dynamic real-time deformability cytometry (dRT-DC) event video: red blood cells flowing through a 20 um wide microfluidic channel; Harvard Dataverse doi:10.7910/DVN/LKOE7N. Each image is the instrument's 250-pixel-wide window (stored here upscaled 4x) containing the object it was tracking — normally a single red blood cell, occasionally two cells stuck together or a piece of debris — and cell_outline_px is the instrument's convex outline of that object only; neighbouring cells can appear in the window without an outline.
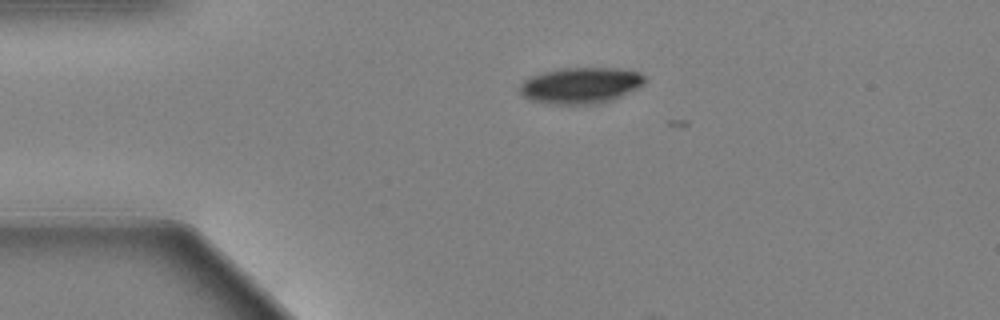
{"species": "Egyptian fruit bat (a non-hibernating species)", "species_latin": "Rousettus aegyptiacus", "temperature_condition": "warm", "stored_images_in_passage": 4, "camera_frame_rate_fps": 3000, "um_per_image_px": 0.085, "animal": {"sex": "female"}, "frame": {"image": 1, "passage_image": 1, "time_ms": 0.0, "image_size_px": [1000, 320], "cell_outline_px": [[644, 84], [612, 100], [588, 104], [556, 104], [528, 100], [520, 92], [520, 84], [524, 80], [532, 76], [544, 72], [560, 68], [616, 68], [640, 72], [644, 76]], "centroid_in_image_um": [49.34, 7.25], "position_along_channel_um": 35.7, "area_um2": 26.01}}